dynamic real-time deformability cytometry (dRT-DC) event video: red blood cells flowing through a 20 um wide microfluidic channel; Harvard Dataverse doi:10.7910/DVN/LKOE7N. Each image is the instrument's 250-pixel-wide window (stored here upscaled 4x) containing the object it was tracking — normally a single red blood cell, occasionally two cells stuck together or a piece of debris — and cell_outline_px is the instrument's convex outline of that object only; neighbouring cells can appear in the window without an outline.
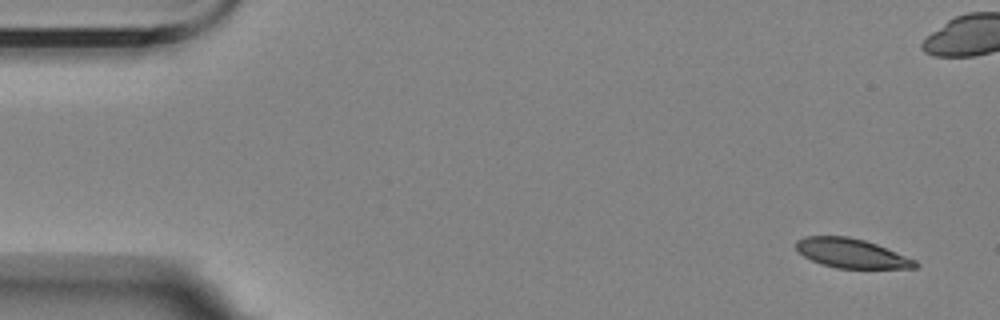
{"species": "Egyptian fruit bat (a non-hibernating species)", "species_latin": "Rousettus aegyptiacus", "temperature_condition": "room temperature", "stored_images_in_passage": 5, "segment_of_instrument_passage": [1, 2], "camera_frame_rate_fps": 3000, "um_per_image_px": 0.085, "animal": {"sex": "female"}, "frame": {"image": 1, "passage_image": 1, "time_ms": 0.0, "image_size_px": [1000, 320], "cell_outline_px": [[920, 264], [916, 268], [836, 268], [820, 264], [804, 256], [796, 248], [796, 240], [804, 236], [848, 236], [864, 240], [876, 244], [916, 260]], "centroid_in_image_um": [72.37, 21.53], "position_along_channel_um": 12.6, "area_um2": 20.29}}